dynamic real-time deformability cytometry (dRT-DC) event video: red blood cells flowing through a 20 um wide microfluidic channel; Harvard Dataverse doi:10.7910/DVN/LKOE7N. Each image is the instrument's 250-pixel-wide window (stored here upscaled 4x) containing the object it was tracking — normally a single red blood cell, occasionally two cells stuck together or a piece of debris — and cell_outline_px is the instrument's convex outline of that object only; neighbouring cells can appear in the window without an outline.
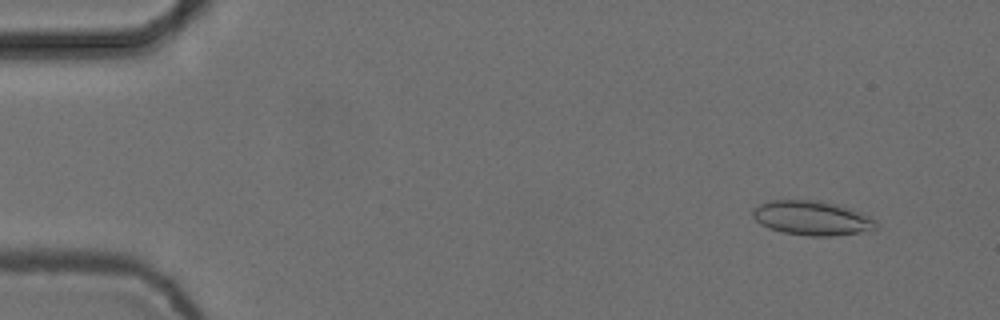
{"species": "common noctule bat (a hibernating species)", "species_latin": "Nyctalus noctula", "temperature_condition": "cold", "stored_images_in_passage": 5, "camera_frame_rate_fps": 3000, "um_per_image_px": 0.085, "animal": {"sex": "female", "body_mass_g": 24.6, "forearm_length_mm": 56.2}, "frame": {"image": 1, "passage_image": 2, "time_ms": 0.333, "image_size_px": [1000, 320], "cell_outline_px": [[880, 224], [872, 232], [832, 236], [808, 236], [784, 232], [768, 228], [760, 224], [752, 216], [752, 208], [768, 200], [820, 200], [852, 208], [876, 220]], "centroid_in_image_um": [69.07, 18.54], "position_along_channel_um": 15.9, "area_um2": 25.26}}